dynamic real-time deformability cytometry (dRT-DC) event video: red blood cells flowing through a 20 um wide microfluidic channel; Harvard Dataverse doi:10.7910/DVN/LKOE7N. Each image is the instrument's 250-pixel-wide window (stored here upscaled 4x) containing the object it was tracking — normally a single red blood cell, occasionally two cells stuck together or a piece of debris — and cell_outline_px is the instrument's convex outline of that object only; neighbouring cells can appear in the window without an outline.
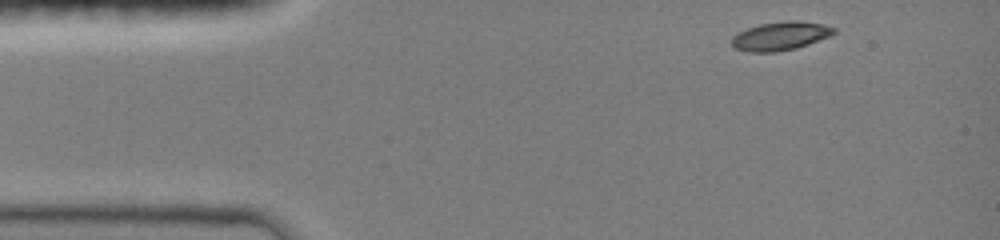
{"species": "common noctule bat (a hibernating species)", "species_latin": "Nyctalus noctula", "temperature_condition": "room temperature", "stored_images_in_passage": 4, "camera_frame_rate_fps": 3000, "um_per_image_px": 0.085, "animal": {"sex": "female", "body_mass_g": 19.0, "forearm_length_mm": 51.5}, "frame": {"image": 1, "passage_image": 1, "time_ms": 0.0, "image_size_px": [1000, 240], "cell_outline_px": [[836, 32], [832, 36], [796, 48], [776, 52], [748, 52], [736, 48], [732, 44], [732, 36], [748, 28], [760, 24], [788, 20], [796, 20], [824, 24], [836, 28]], "centroid_in_image_um": [66.38, 3.06], "position_along_channel_um": 18.6, "area_um2": 17.05}}
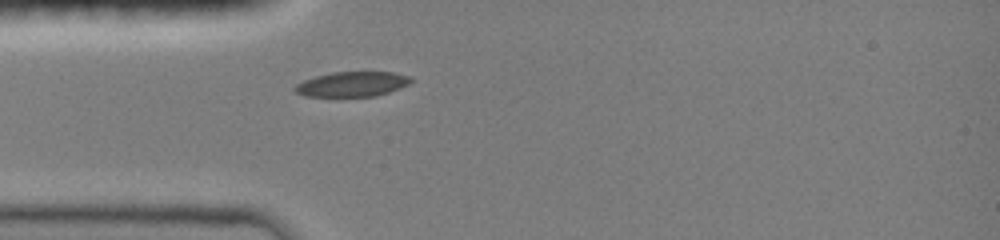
{"frame": {"image": 2, "passage_image": 4, "time_ms": 2.667, "image_size_px": [1000, 240], "cell_outline_px": [[412, 80], [408, 84], [400, 88], [376, 96], [304, 96], [296, 92], [292, 88], [296, 84], [304, 80], [316, 76], [332, 72], [392, 72], [408, 76]], "centroid_in_image_um": [29.9, 7.15], "position_along_channel_um": 55.1, "area_um2": 16.7}}